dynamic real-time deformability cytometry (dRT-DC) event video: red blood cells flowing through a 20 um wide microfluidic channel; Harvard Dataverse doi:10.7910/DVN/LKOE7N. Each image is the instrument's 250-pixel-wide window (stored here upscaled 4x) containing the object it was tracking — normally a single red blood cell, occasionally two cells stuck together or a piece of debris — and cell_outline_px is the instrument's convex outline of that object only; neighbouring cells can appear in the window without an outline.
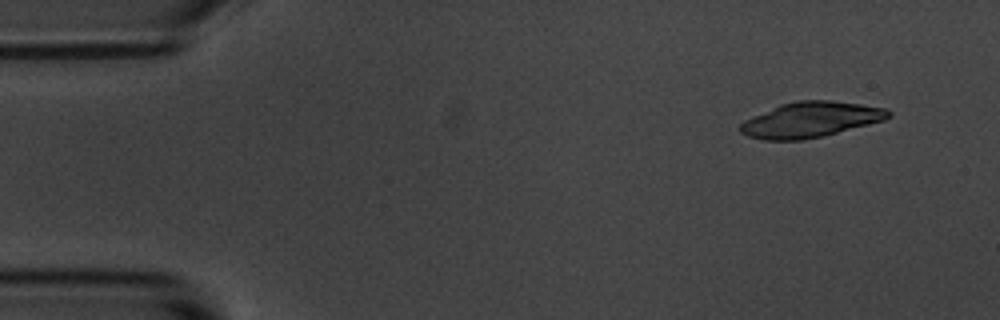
{"species": "common noctule bat (a hibernating species)", "species_latin": "Nyctalus noctula", "temperature_condition": "room temperature", "stored_images_in_passage": 5, "camera_frame_rate_fps": 3000, "um_per_image_px": 0.085, "animal": {"sex": "male", "body_mass_g": 20.1, "forearm_length_mm": 53.5}, "frame": {"image": 1, "passage_image": 5, "time_ms": 5.667, "image_size_px": [1000, 320], "cell_outline_px": [[892, 116], [884, 120], [824, 136], [804, 140], [764, 140], [748, 136], [740, 132], [740, 124], [744, 120], [752, 116], [780, 104], [796, 100], [832, 100], [888, 108], [892, 112]], "centroid_in_image_um": [68.92, 10.17], "position_along_channel_um": 16.1, "area_um2": 30.75}}